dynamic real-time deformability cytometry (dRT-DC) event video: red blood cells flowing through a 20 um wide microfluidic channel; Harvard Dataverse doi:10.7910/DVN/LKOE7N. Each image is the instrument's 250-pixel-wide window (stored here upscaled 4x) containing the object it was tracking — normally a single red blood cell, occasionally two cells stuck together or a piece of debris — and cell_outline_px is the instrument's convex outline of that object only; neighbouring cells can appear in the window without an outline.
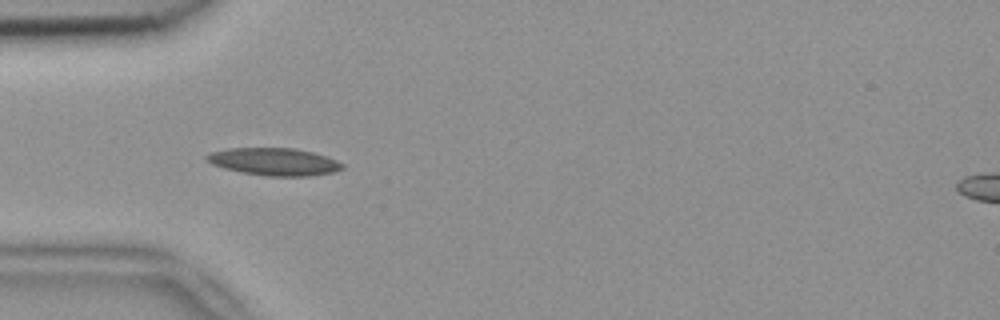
{"species": "common noctule bat (a hibernating species)", "species_latin": "Nyctalus noctula", "temperature_condition": "room temperature", "stored_images_in_passage": 2, "camera_frame_rate_fps": 3000, "um_per_image_px": 0.085, "animal": {"sex": "female", "body_mass_g": 18.4}, "frame": {"image": 1, "passage_image": 1, "time_ms": 0.0, "image_size_px": [1000, 320], "cell_outline_px": [[344, 168], [332, 172], [308, 176], [264, 176], [224, 168], [212, 164], [204, 160], [204, 156], [212, 152], [228, 148], [296, 148], [328, 156], [344, 164]], "centroid_in_image_um": [23.3, 13.74], "position_along_channel_um": 61.7, "area_um2": 21.73}}